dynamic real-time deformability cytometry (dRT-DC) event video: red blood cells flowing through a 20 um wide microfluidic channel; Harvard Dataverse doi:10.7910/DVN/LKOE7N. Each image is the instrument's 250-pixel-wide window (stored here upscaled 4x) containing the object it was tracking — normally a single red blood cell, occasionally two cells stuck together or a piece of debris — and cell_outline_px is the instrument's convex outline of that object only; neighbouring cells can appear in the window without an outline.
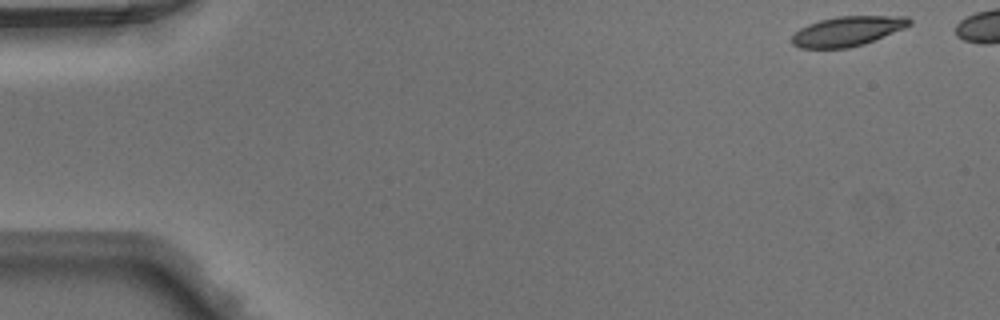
{"species": "Egyptian fruit bat (a non-hibernating species)", "species_latin": "Rousettus aegyptiacus", "temperature_condition": "warm", "stored_images_in_passage": 41, "camera_frame_rate_fps": 3000, "um_per_image_px": 0.085, "animal": {"sex": "male"}, "frame": {"image": 1, "passage_image": 1, "time_ms": 0.0, "image_size_px": [1000, 320], "cell_outline_px": [[912, 24], [904, 28], [864, 44], [848, 48], [800, 48], [792, 44], [792, 36], [800, 28], [808, 24], [820, 20], [836, 16], [908, 16], [912, 20]], "centroid_in_image_um": [72.04, 2.64], "position_along_channel_um": 13.0, "area_um2": 20.35}}
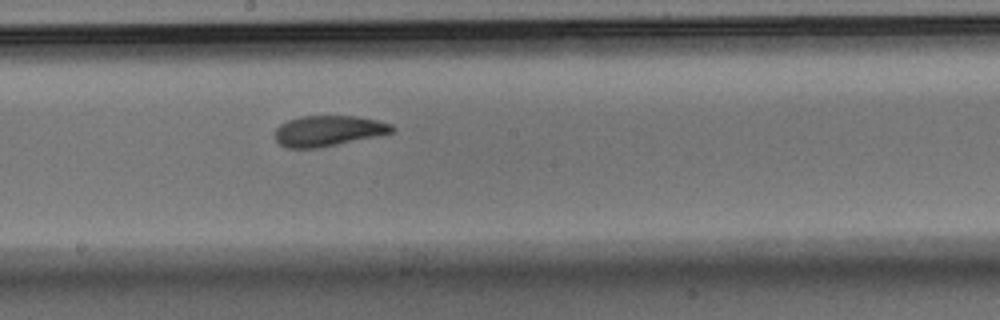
{"frame": {"image": 2, "passage_image": 25, "time_ms": 8.0, "image_size_px": [1000, 320], "cell_outline_px": [[396, 128], [392, 132], [380, 136], [320, 148], [288, 148], [280, 144], [276, 140], [276, 128], [280, 124], [288, 120], [300, 116], [356, 116], [376, 120], [392, 124]], "centroid_in_image_um": [27.93, 11.13], "position_along_channel_um": 220.3, "area_um2": 21.04}}
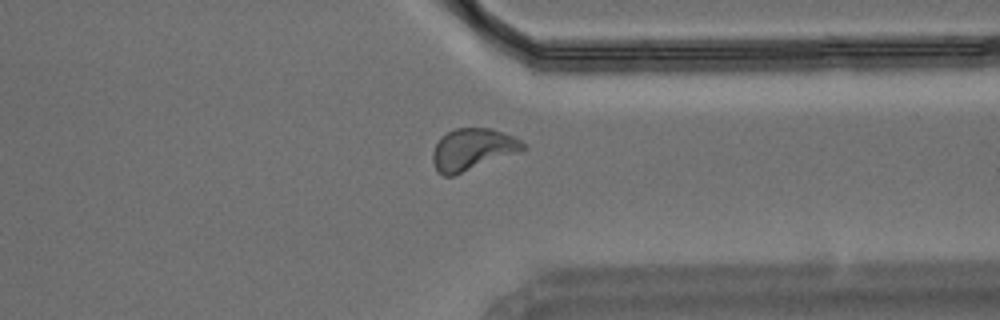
{"frame": {"image": 3, "passage_image": 36, "time_ms": 11.667, "image_size_px": [1000, 320], "cell_outline_px": [[528, 148], [520, 152], [452, 176], [444, 176], [436, 172], [432, 160], [432, 152], [440, 136], [456, 128], [492, 128], [516, 136]], "centroid_in_image_um": [40.17, 12.69], "position_along_channel_um": 371.2, "area_um2": 22.2}}